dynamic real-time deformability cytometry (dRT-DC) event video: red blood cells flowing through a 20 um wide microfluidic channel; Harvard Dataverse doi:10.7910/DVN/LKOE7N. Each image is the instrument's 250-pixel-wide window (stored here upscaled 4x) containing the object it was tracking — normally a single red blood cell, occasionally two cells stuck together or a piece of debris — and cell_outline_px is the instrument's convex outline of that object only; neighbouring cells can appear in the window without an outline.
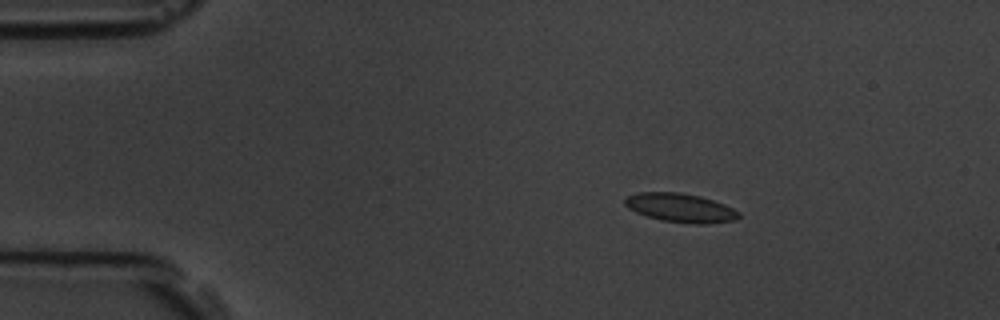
{"species": "common noctule bat (a hibernating species)", "species_latin": "Nyctalus noctula", "temperature_condition": "room temperature", "stored_images_in_passage": 5, "camera_frame_rate_fps": 3000, "um_per_image_px": 0.085, "animal": {"sex": "male", "body_mass_g": 19.5, "forearm_length_mm": 54.6}, "frame": {"image": 1, "passage_image": 3, "time_ms": 2.333, "image_size_px": [1000, 320], "cell_outline_px": [[740, 216], [736, 220], [708, 224], [692, 224], [660, 220], [636, 212], [628, 208], [624, 204], [624, 200], [628, 196], [640, 192], [676, 192], [700, 196], [724, 204], [740, 212]], "centroid_in_image_um": [57.85, 17.67], "position_along_channel_um": 27.1, "area_um2": 19.13}}